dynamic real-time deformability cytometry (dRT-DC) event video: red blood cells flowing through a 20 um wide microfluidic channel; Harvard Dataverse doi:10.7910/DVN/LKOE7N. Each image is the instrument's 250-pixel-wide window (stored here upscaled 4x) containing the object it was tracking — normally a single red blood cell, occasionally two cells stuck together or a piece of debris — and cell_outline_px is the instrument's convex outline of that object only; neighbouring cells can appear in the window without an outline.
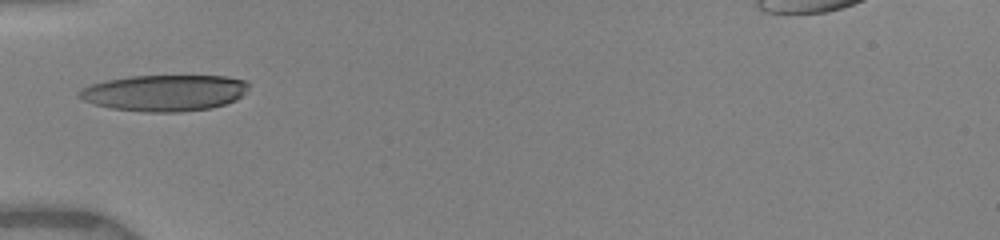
{"species": "human", "species_latin": "Homo sapiens", "temperature_condition": "warm", "stored_images_in_passage": 5, "camera_frame_rate_fps": 3000, "um_per_image_px": 0.085, "donor": {"sex": "female"}, "frame": {"image": 1, "passage_image": 4, "time_ms": 2.333, "image_size_px": [1000, 240], "cell_outline_px": [[248, 88], [236, 100], [212, 108], [180, 112], [144, 112], [112, 108], [92, 104], [76, 96], [76, 92], [80, 88], [92, 84], [108, 80], [132, 76], [224, 76], [244, 80], [248, 84]], "centroid_in_image_um": [13.94, 7.9], "position_along_channel_um": 71.1, "area_um2": 35.84}}